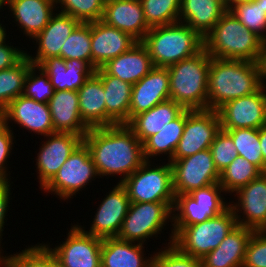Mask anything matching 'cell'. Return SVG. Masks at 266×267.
Listing matches in <instances>:
<instances>
[{
  "label": "cell",
  "mask_w": 266,
  "mask_h": 267,
  "mask_svg": "<svg viewBox=\"0 0 266 267\" xmlns=\"http://www.w3.org/2000/svg\"><path fill=\"white\" fill-rule=\"evenodd\" d=\"M141 43L148 50L154 67L163 68L204 49V38L183 22L151 27Z\"/></svg>",
  "instance_id": "obj_3"
},
{
  "label": "cell",
  "mask_w": 266,
  "mask_h": 267,
  "mask_svg": "<svg viewBox=\"0 0 266 267\" xmlns=\"http://www.w3.org/2000/svg\"><path fill=\"white\" fill-rule=\"evenodd\" d=\"M63 60L78 59L92 67L91 22L80 23L61 48Z\"/></svg>",
  "instance_id": "obj_37"
},
{
  "label": "cell",
  "mask_w": 266,
  "mask_h": 267,
  "mask_svg": "<svg viewBox=\"0 0 266 267\" xmlns=\"http://www.w3.org/2000/svg\"><path fill=\"white\" fill-rule=\"evenodd\" d=\"M221 130L252 128L266 124V88L226 102L218 110Z\"/></svg>",
  "instance_id": "obj_13"
},
{
  "label": "cell",
  "mask_w": 266,
  "mask_h": 267,
  "mask_svg": "<svg viewBox=\"0 0 266 267\" xmlns=\"http://www.w3.org/2000/svg\"><path fill=\"white\" fill-rule=\"evenodd\" d=\"M130 203L126 189L121 183H117L97 208L90 230L85 231V227L79 225L78 222L77 225L85 233L95 237L102 239L117 237Z\"/></svg>",
  "instance_id": "obj_16"
},
{
  "label": "cell",
  "mask_w": 266,
  "mask_h": 267,
  "mask_svg": "<svg viewBox=\"0 0 266 267\" xmlns=\"http://www.w3.org/2000/svg\"><path fill=\"white\" fill-rule=\"evenodd\" d=\"M1 251H3L2 248H0V267H5V256H3V254H1V253H3Z\"/></svg>",
  "instance_id": "obj_55"
},
{
  "label": "cell",
  "mask_w": 266,
  "mask_h": 267,
  "mask_svg": "<svg viewBox=\"0 0 266 267\" xmlns=\"http://www.w3.org/2000/svg\"><path fill=\"white\" fill-rule=\"evenodd\" d=\"M259 140L264 159V173H266V124L259 128Z\"/></svg>",
  "instance_id": "obj_50"
},
{
  "label": "cell",
  "mask_w": 266,
  "mask_h": 267,
  "mask_svg": "<svg viewBox=\"0 0 266 267\" xmlns=\"http://www.w3.org/2000/svg\"><path fill=\"white\" fill-rule=\"evenodd\" d=\"M225 12L226 9L214 0H181L179 22L187 24L204 38Z\"/></svg>",
  "instance_id": "obj_32"
},
{
  "label": "cell",
  "mask_w": 266,
  "mask_h": 267,
  "mask_svg": "<svg viewBox=\"0 0 266 267\" xmlns=\"http://www.w3.org/2000/svg\"><path fill=\"white\" fill-rule=\"evenodd\" d=\"M5 6V0H0V10L4 9L3 7Z\"/></svg>",
  "instance_id": "obj_57"
},
{
  "label": "cell",
  "mask_w": 266,
  "mask_h": 267,
  "mask_svg": "<svg viewBox=\"0 0 266 267\" xmlns=\"http://www.w3.org/2000/svg\"><path fill=\"white\" fill-rule=\"evenodd\" d=\"M257 63L259 66L261 86L266 88V40L262 43L261 52Z\"/></svg>",
  "instance_id": "obj_49"
},
{
  "label": "cell",
  "mask_w": 266,
  "mask_h": 267,
  "mask_svg": "<svg viewBox=\"0 0 266 267\" xmlns=\"http://www.w3.org/2000/svg\"><path fill=\"white\" fill-rule=\"evenodd\" d=\"M223 131L232 138L238 154L256 165L264 173V159L261 152L259 129L241 128Z\"/></svg>",
  "instance_id": "obj_36"
},
{
  "label": "cell",
  "mask_w": 266,
  "mask_h": 267,
  "mask_svg": "<svg viewBox=\"0 0 266 267\" xmlns=\"http://www.w3.org/2000/svg\"><path fill=\"white\" fill-rule=\"evenodd\" d=\"M262 173L256 165L238 155L220 172L219 184L227 194L232 195L242 186L258 178Z\"/></svg>",
  "instance_id": "obj_35"
},
{
  "label": "cell",
  "mask_w": 266,
  "mask_h": 267,
  "mask_svg": "<svg viewBox=\"0 0 266 267\" xmlns=\"http://www.w3.org/2000/svg\"><path fill=\"white\" fill-rule=\"evenodd\" d=\"M11 128L13 129L10 125L5 124L0 129V182H9L11 179L9 177L11 173L7 171V162L11 155L10 153L12 152V147H14L13 141L15 140L13 136L14 132Z\"/></svg>",
  "instance_id": "obj_46"
},
{
  "label": "cell",
  "mask_w": 266,
  "mask_h": 267,
  "mask_svg": "<svg viewBox=\"0 0 266 267\" xmlns=\"http://www.w3.org/2000/svg\"><path fill=\"white\" fill-rule=\"evenodd\" d=\"M150 27L179 22L181 0H140Z\"/></svg>",
  "instance_id": "obj_39"
},
{
  "label": "cell",
  "mask_w": 266,
  "mask_h": 267,
  "mask_svg": "<svg viewBox=\"0 0 266 267\" xmlns=\"http://www.w3.org/2000/svg\"><path fill=\"white\" fill-rule=\"evenodd\" d=\"M214 1L219 2L225 8V1L226 0H214Z\"/></svg>",
  "instance_id": "obj_56"
},
{
  "label": "cell",
  "mask_w": 266,
  "mask_h": 267,
  "mask_svg": "<svg viewBox=\"0 0 266 267\" xmlns=\"http://www.w3.org/2000/svg\"><path fill=\"white\" fill-rule=\"evenodd\" d=\"M6 40L0 44V71L12 68L18 64L25 56L27 51L21 50L20 48L13 47L11 44H6ZM10 44V45H8Z\"/></svg>",
  "instance_id": "obj_47"
},
{
  "label": "cell",
  "mask_w": 266,
  "mask_h": 267,
  "mask_svg": "<svg viewBox=\"0 0 266 267\" xmlns=\"http://www.w3.org/2000/svg\"><path fill=\"white\" fill-rule=\"evenodd\" d=\"M253 232V229L237 225L217 248L200 259L201 267H242Z\"/></svg>",
  "instance_id": "obj_27"
},
{
  "label": "cell",
  "mask_w": 266,
  "mask_h": 267,
  "mask_svg": "<svg viewBox=\"0 0 266 267\" xmlns=\"http://www.w3.org/2000/svg\"><path fill=\"white\" fill-rule=\"evenodd\" d=\"M261 87L257 62L212 58L208 73V110L256 92Z\"/></svg>",
  "instance_id": "obj_2"
},
{
  "label": "cell",
  "mask_w": 266,
  "mask_h": 267,
  "mask_svg": "<svg viewBox=\"0 0 266 267\" xmlns=\"http://www.w3.org/2000/svg\"><path fill=\"white\" fill-rule=\"evenodd\" d=\"M186 120V109L173 121L166 124L160 132L150 136L143 143V155L146 161L150 158L166 154L167 160L173 158L179 140L183 134Z\"/></svg>",
  "instance_id": "obj_33"
},
{
  "label": "cell",
  "mask_w": 266,
  "mask_h": 267,
  "mask_svg": "<svg viewBox=\"0 0 266 267\" xmlns=\"http://www.w3.org/2000/svg\"><path fill=\"white\" fill-rule=\"evenodd\" d=\"M170 99L168 68L154 67L146 76L132 85L130 120L158 103Z\"/></svg>",
  "instance_id": "obj_21"
},
{
  "label": "cell",
  "mask_w": 266,
  "mask_h": 267,
  "mask_svg": "<svg viewBox=\"0 0 266 267\" xmlns=\"http://www.w3.org/2000/svg\"><path fill=\"white\" fill-rule=\"evenodd\" d=\"M5 125V115L4 111L0 110V129Z\"/></svg>",
  "instance_id": "obj_54"
},
{
  "label": "cell",
  "mask_w": 266,
  "mask_h": 267,
  "mask_svg": "<svg viewBox=\"0 0 266 267\" xmlns=\"http://www.w3.org/2000/svg\"><path fill=\"white\" fill-rule=\"evenodd\" d=\"M185 109L172 99L158 103L148 111L135 115L126 125L144 143L160 132L166 124L176 119Z\"/></svg>",
  "instance_id": "obj_29"
},
{
  "label": "cell",
  "mask_w": 266,
  "mask_h": 267,
  "mask_svg": "<svg viewBox=\"0 0 266 267\" xmlns=\"http://www.w3.org/2000/svg\"><path fill=\"white\" fill-rule=\"evenodd\" d=\"M103 239L85 233L78 225L71 226L65 239L53 249L56 259L66 267H101Z\"/></svg>",
  "instance_id": "obj_14"
},
{
  "label": "cell",
  "mask_w": 266,
  "mask_h": 267,
  "mask_svg": "<svg viewBox=\"0 0 266 267\" xmlns=\"http://www.w3.org/2000/svg\"><path fill=\"white\" fill-rule=\"evenodd\" d=\"M235 193L233 195H235L234 197L237 196L238 201L236 203L232 201L230 207L234 211L237 224L254 231H265L266 173H262L258 178L242 186Z\"/></svg>",
  "instance_id": "obj_15"
},
{
  "label": "cell",
  "mask_w": 266,
  "mask_h": 267,
  "mask_svg": "<svg viewBox=\"0 0 266 267\" xmlns=\"http://www.w3.org/2000/svg\"><path fill=\"white\" fill-rule=\"evenodd\" d=\"M57 11L68 14L82 23L100 21L105 0H55ZM59 7L61 10H59Z\"/></svg>",
  "instance_id": "obj_40"
},
{
  "label": "cell",
  "mask_w": 266,
  "mask_h": 267,
  "mask_svg": "<svg viewBox=\"0 0 266 267\" xmlns=\"http://www.w3.org/2000/svg\"><path fill=\"white\" fill-rule=\"evenodd\" d=\"M163 248L152 254L151 267H201L199 258L183 254L174 244Z\"/></svg>",
  "instance_id": "obj_43"
},
{
  "label": "cell",
  "mask_w": 266,
  "mask_h": 267,
  "mask_svg": "<svg viewBox=\"0 0 266 267\" xmlns=\"http://www.w3.org/2000/svg\"><path fill=\"white\" fill-rule=\"evenodd\" d=\"M154 68L146 47L138 42L129 51L107 61L101 69L111 76L134 85Z\"/></svg>",
  "instance_id": "obj_28"
},
{
  "label": "cell",
  "mask_w": 266,
  "mask_h": 267,
  "mask_svg": "<svg viewBox=\"0 0 266 267\" xmlns=\"http://www.w3.org/2000/svg\"><path fill=\"white\" fill-rule=\"evenodd\" d=\"M102 81L106 104V126L127 124L130 121L132 85L106 74L101 68L94 72Z\"/></svg>",
  "instance_id": "obj_26"
},
{
  "label": "cell",
  "mask_w": 266,
  "mask_h": 267,
  "mask_svg": "<svg viewBox=\"0 0 266 267\" xmlns=\"http://www.w3.org/2000/svg\"><path fill=\"white\" fill-rule=\"evenodd\" d=\"M210 61L211 56L203 49L193 57L167 67L170 80V99L184 109H207Z\"/></svg>",
  "instance_id": "obj_5"
},
{
  "label": "cell",
  "mask_w": 266,
  "mask_h": 267,
  "mask_svg": "<svg viewBox=\"0 0 266 267\" xmlns=\"http://www.w3.org/2000/svg\"><path fill=\"white\" fill-rule=\"evenodd\" d=\"M23 34L34 39L48 24L57 10L55 0H5V7Z\"/></svg>",
  "instance_id": "obj_23"
},
{
  "label": "cell",
  "mask_w": 266,
  "mask_h": 267,
  "mask_svg": "<svg viewBox=\"0 0 266 267\" xmlns=\"http://www.w3.org/2000/svg\"><path fill=\"white\" fill-rule=\"evenodd\" d=\"M34 64L25 56L12 68L0 71V110L24 93L25 79Z\"/></svg>",
  "instance_id": "obj_34"
},
{
  "label": "cell",
  "mask_w": 266,
  "mask_h": 267,
  "mask_svg": "<svg viewBox=\"0 0 266 267\" xmlns=\"http://www.w3.org/2000/svg\"><path fill=\"white\" fill-rule=\"evenodd\" d=\"M11 183L9 182H0V248H1V241L2 236H3V229H4V225H5V218L6 213H8L9 210V204H10V195H11V188L12 186H10Z\"/></svg>",
  "instance_id": "obj_48"
},
{
  "label": "cell",
  "mask_w": 266,
  "mask_h": 267,
  "mask_svg": "<svg viewBox=\"0 0 266 267\" xmlns=\"http://www.w3.org/2000/svg\"><path fill=\"white\" fill-rule=\"evenodd\" d=\"M231 207L207 221L184 227L173 239V244L185 255L201 259L217 248L236 226Z\"/></svg>",
  "instance_id": "obj_7"
},
{
  "label": "cell",
  "mask_w": 266,
  "mask_h": 267,
  "mask_svg": "<svg viewBox=\"0 0 266 267\" xmlns=\"http://www.w3.org/2000/svg\"><path fill=\"white\" fill-rule=\"evenodd\" d=\"M48 105L54 132L72 133L83 138L89 131L80 116L77 91H55Z\"/></svg>",
  "instance_id": "obj_25"
},
{
  "label": "cell",
  "mask_w": 266,
  "mask_h": 267,
  "mask_svg": "<svg viewBox=\"0 0 266 267\" xmlns=\"http://www.w3.org/2000/svg\"><path fill=\"white\" fill-rule=\"evenodd\" d=\"M5 267H51V250L44 243H37L20 253L5 255Z\"/></svg>",
  "instance_id": "obj_41"
},
{
  "label": "cell",
  "mask_w": 266,
  "mask_h": 267,
  "mask_svg": "<svg viewBox=\"0 0 266 267\" xmlns=\"http://www.w3.org/2000/svg\"><path fill=\"white\" fill-rule=\"evenodd\" d=\"M79 112L83 122L89 127L106 126V104L101 79L93 73L77 91Z\"/></svg>",
  "instance_id": "obj_31"
},
{
  "label": "cell",
  "mask_w": 266,
  "mask_h": 267,
  "mask_svg": "<svg viewBox=\"0 0 266 267\" xmlns=\"http://www.w3.org/2000/svg\"><path fill=\"white\" fill-rule=\"evenodd\" d=\"M38 66L48 75L55 91H78L95 72L85 61L63 60L61 57L43 60Z\"/></svg>",
  "instance_id": "obj_24"
},
{
  "label": "cell",
  "mask_w": 266,
  "mask_h": 267,
  "mask_svg": "<svg viewBox=\"0 0 266 267\" xmlns=\"http://www.w3.org/2000/svg\"><path fill=\"white\" fill-rule=\"evenodd\" d=\"M237 19L263 41L266 40V0L239 3L230 10Z\"/></svg>",
  "instance_id": "obj_38"
},
{
  "label": "cell",
  "mask_w": 266,
  "mask_h": 267,
  "mask_svg": "<svg viewBox=\"0 0 266 267\" xmlns=\"http://www.w3.org/2000/svg\"><path fill=\"white\" fill-rule=\"evenodd\" d=\"M250 0H226L225 1V9L226 11H230L234 6L239 3L249 2Z\"/></svg>",
  "instance_id": "obj_51"
},
{
  "label": "cell",
  "mask_w": 266,
  "mask_h": 267,
  "mask_svg": "<svg viewBox=\"0 0 266 267\" xmlns=\"http://www.w3.org/2000/svg\"><path fill=\"white\" fill-rule=\"evenodd\" d=\"M151 163V160L145 161L121 185L126 189L131 203L166 202L173 209L175 193L171 164L169 161L161 166Z\"/></svg>",
  "instance_id": "obj_8"
},
{
  "label": "cell",
  "mask_w": 266,
  "mask_h": 267,
  "mask_svg": "<svg viewBox=\"0 0 266 267\" xmlns=\"http://www.w3.org/2000/svg\"><path fill=\"white\" fill-rule=\"evenodd\" d=\"M169 221L172 225L173 211L166 202L130 203L117 238L144 245L149 238L158 237Z\"/></svg>",
  "instance_id": "obj_9"
},
{
  "label": "cell",
  "mask_w": 266,
  "mask_h": 267,
  "mask_svg": "<svg viewBox=\"0 0 266 267\" xmlns=\"http://www.w3.org/2000/svg\"><path fill=\"white\" fill-rule=\"evenodd\" d=\"M80 23L68 14L55 12L46 27L34 38L38 45L36 55L26 53V56L35 66L51 57H61L63 44Z\"/></svg>",
  "instance_id": "obj_20"
},
{
  "label": "cell",
  "mask_w": 266,
  "mask_h": 267,
  "mask_svg": "<svg viewBox=\"0 0 266 267\" xmlns=\"http://www.w3.org/2000/svg\"><path fill=\"white\" fill-rule=\"evenodd\" d=\"M3 111L6 125L13 121L19 127L44 137L54 133L47 103L37 102L22 94L11 101Z\"/></svg>",
  "instance_id": "obj_18"
},
{
  "label": "cell",
  "mask_w": 266,
  "mask_h": 267,
  "mask_svg": "<svg viewBox=\"0 0 266 267\" xmlns=\"http://www.w3.org/2000/svg\"><path fill=\"white\" fill-rule=\"evenodd\" d=\"M226 192L219 183L211 184L189 194L175 195L172 209L173 221L168 245L173 244L174 237L186 226L195 225L215 217L230 207L221 194ZM224 200V201H223ZM227 202V203H226Z\"/></svg>",
  "instance_id": "obj_6"
},
{
  "label": "cell",
  "mask_w": 266,
  "mask_h": 267,
  "mask_svg": "<svg viewBox=\"0 0 266 267\" xmlns=\"http://www.w3.org/2000/svg\"><path fill=\"white\" fill-rule=\"evenodd\" d=\"M101 21L141 42L150 30L140 0H106Z\"/></svg>",
  "instance_id": "obj_22"
},
{
  "label": "cell",
  "mask_w": 266,
  "mask_h": 267,
  "mask_svg": "<svg viewBox=\"0 0 266 267\" xmlns=\"http://www.w3.org/2000/svg\"><path fill=\"white\" fill-rule=\"evenodd\" d=\"M51 267H66L56 259L52 251H51Z\"/></svg>",
  "instance_id": "obj_52"
},
{
  "label": "cell",
  "mask_w": 266,
  "mask_h": 267,
  "mask_svg": "<svg viewBox=\"0 0 266 267\" xmlns=\"http://www.w3.org/2000/svg\"><path fill=\"white\" fill-rule=\"evenodd\" d=\"M6 26L2 25V23H0V44H2L5 40H7L6 36Z\"/></svg>",
  "instance_id": "obj_53"
},
{
  "label": "cell",
  "mask_w": 266,
  "mask_h": 267,
  "mask_svg": "<svg viewBox=\"0 0 266 267\" xmlns=\"http://www.w3.org/2000/svg\"><path fill=\"white\" fill-rule=\"evenodd\" d=\"M54 92L55 89L48 75L39 66L33 65L26 76L23 95L37 102L48 104Z\"/></svg>",
  "instance_id": "obj_42"
},
{
  "label": "cell",
  "mask_w": 266,
  "mask_h": 267,
  "mask_svg": "<svg viewBox=\"0 0 266 267\" xmlns=\"http://www.w3.org/2000/svg\"><path fill=\"white\" fill-rule=\"evenodd\" d=\"M210 150L214 165L219 173L239 155L232 138L221 129L216 134Z\"/></svg>",
  "instance_id": "obj_44"
},
{
  "label": "cell",
  "mask_w": 266,
  "mask_h": 267,
  "mask_svg": "<svg viewBox=\"0 0 266 267\" xmlns=\"http://www.w3.org/2000/svg\"><path fill=\"white\" fill-rule=\"evenodd\" d=\"M220 129L217 110L186 109L183 134L171 160L185 158L209 149Z\"/></svg>",
  "instance_id": "obj_12"
},
{
  "label": "cell",
  "mask_w": 266,
  "mask_h": 267,
  "mask_svg": "<svg viewBox=\"0 0 266 267\" xmlns=\"http://www.w3.org/2000/svg\"><path fill=\"white\" fill-rule=\"evenodd\" d=\"M263 40L226 11L204 37V49L212 58L258 62Z\"/></svg>",
  "instance_id": "obj_4"
},
{
  "label": "cell",
  "mask_w": 266,
  "mask_h": 267,
  "mask_svg": "<svg viewBox=\"0 0 266 267\" xmlns=\"http://www.w3.org/2000/svg\"><path fill=\"white\" fill-rule=\"evenodd\" d=\"M100 178L132 175L146 160L143 143L126 124L90 128L83 137Z\"/></svg>",
  "instance_id": "obj_1"
},
{
  "label": "cell",
  "mask_w": 266,
  "mask_h": 267,
  "mask_svg": "<svg viewBox=\"0 0 266 267\" xmlns=\"http://www.w3.org/2000/svg\"><path fill=\"white\" fill-rule=\"evenodd\" d=\"M42 141L36 158L37 179L42 189L58 172L71 153L83 141L80 135L54 132Z\"/></svg>",
  "instance_id": "obj_17"
},
{
  "label": "cell",
  "mask_w": 266,
  "mask_h": 267,
  "mask_svg": "<svg viewBox=\"0 0 266 267\" xmlns=\"http://www.w3.org/2000/svg\"><path fill=\"white\" fill-rule=\"evenodd\" d=\"M95 164L86 144L82 141L71 153L55 176L41 189L68 200L97 178Z\"/></svg>",
  "instance_id": "obj_10"
},
{
  "label": "cell",
  "mask_w": 266,
  "mask_h": 267,
  "mask_svg": "<svg viewBox=\"0 0 266 267\" xmlns=\"http://www.w3.org/2000/svg\"><path fill=\"white\" fill-rule=\"evenodd\" d=\"M169 162L175 195L189 194L193 190L219 183L220 173L214 165L210 148Z\"/></svg>",
  "instance_id": "obj_11"
},
{
  "label": "cell",
  "mask_w": 266,
  "mask_h": 267,
  "mask_svg": "<svg viewBox=\"0 0 266 267\" xmlns=\"http://www.w3.org/2000/svg\"><path fill=\"white\" fill-rule=\"evenodd\" d=\"M242 267H266V230L251 235Z\"/></svg>",
  "instance_id": "obj_45"
},
{
  "label": "cell",
  "mask_w": 266,
  "mask_h": 267,
  "mask_svg": "<svg viewBox=\"0 0 266 267\" xmlns=\"http://www.w3.org/2000/svg\"><path fill=\"white\" fill-rule=\"evenodd\" d=\"M144 248L143 244L123 241L117 237L104 238L101 267H151L152 255L145 257Z\"/></svg>",
  "instance_id": "obj_30"
},
{
  "label": "cell",
  "mask_w": 266,
  "mask_h": 267,
  "mask_svg": "<svg viewBox=\"0 0 266 267\" xmlns=\"http://www.w3.org/2000/svg\"><path fill=\"white\" fill-rule=\"evenodd\" d=\"M137 43L130 34L108 26L101 20L91 22L92 68H101L107 61L129 51Z\"/></svg>",
  "instance_id": "obj_19"
}]
</instances>
